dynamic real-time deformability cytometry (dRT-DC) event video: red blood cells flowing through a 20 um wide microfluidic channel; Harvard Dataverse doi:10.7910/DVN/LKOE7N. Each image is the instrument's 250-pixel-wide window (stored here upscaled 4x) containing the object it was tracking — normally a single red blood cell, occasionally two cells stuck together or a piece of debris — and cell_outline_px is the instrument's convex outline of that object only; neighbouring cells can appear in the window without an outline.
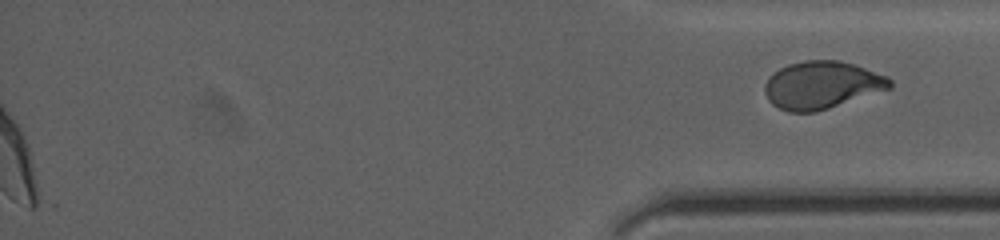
{"species": "human", "species_latin": "Homo sapiens", "temperature_condition": "cold", "stored_images_in_passage": 51, "segment_of_instrument_passage": [2, 2], "camera_frame_rate_fps": 3000, "um_per_image_px": 0.085, "donor": {"sex": "female"}, "frame": {"image": 1, "passage_image": 51, "time_ms": 16.0, "image_size_px": [1000, 240], "cell_outline_px": [[892, 88], [816, 112], [788, 112], [772, 104], [768, 100], [764, 92], [764, 84], [768, 76], [772, 72], [788, 64], [804, 60], [840, 60], [888, 76], [892, 80]], "centroid_in_image_um": [69.83, 7.22], "position_along_channel_um": 365.4, "area_um2": 34.85}}